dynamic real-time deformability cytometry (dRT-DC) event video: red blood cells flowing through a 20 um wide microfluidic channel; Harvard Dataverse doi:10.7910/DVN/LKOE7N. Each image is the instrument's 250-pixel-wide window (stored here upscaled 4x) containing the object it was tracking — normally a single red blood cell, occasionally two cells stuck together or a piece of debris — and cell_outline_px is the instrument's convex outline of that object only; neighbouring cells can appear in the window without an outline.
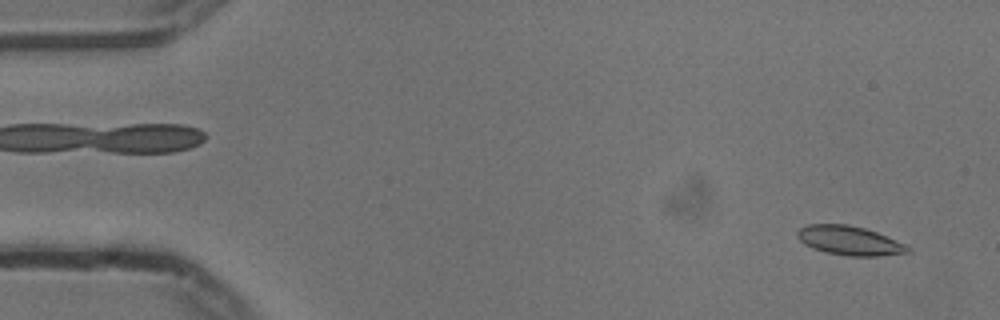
{"species": "common noctule bat (a hibernating species)", "species_latin": "Nyctalus noctula", "temperature_condition": "cold", "stored_images_in_passage": 55, "camera_frame_rate_fps": 3000, "um_per_image_px": 0.085, "animal": {"sex": "male", "body_mass_g": 13.3}, "frame": {"image": 1, "passage_image": 3, "time_ms": 0.667, "image_size_px": [1000, 320], "cell_outline_px": [[912, 252], [876, 256], [848, 256], [824, 252], [812, 248], [804, 244], [796, 236], [796, 232], [800, 228], [808, 224], [848, 224], [864, 228], [876, 232], [904, 244], [912, 248]], "centroid_in_image_um": [72.18, 20.45], "position_along_channel_um": 12.8, "area_um2": 18.79}}
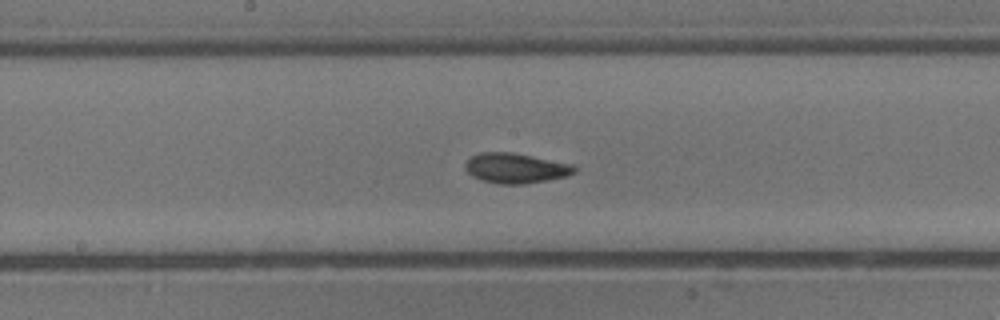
{"frame": {"image": 2, "passage_image": 28, "time_ms": 9.0, "image_size_px": [1000, 320], "cell_outline_px": [[576, 172], [564, 176], [524, 184], [496, 184], [480, 180], [472, 176], [464, 168], [464, 164], [472, 156], [480, 152], [512, 152], [572, 164], [576, 168]], "centroid_in_image_um": [43.78, 14.29], "position_along_channel_um": 204.4, "area_um2": 19.02}}
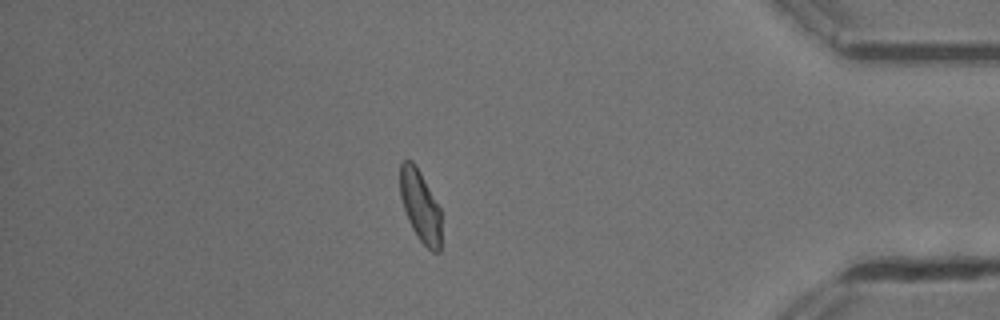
{"frame": {"image": 3, "passage_image": 47, "time_ms": 15.333, "image_size_px": [1000, 320], "cell_outline_px": [[440, 252], [432, 252], [416, 236], [408, 220], [400, 196], [400, 164], [404, 160], [412, 160], [416, 164], [440, 208]], "centroid_in_image_um": [35.71, 17.49], "position_along_channel_um": 399.5, "area_um2": 17.11}, "authors_computed_cell_mechanics": {"area_um2": 18.5538, "velocity_mm_per_s": 3.7239, "shape_relaxation_time_tau1_ms": 3.8546, "shape_relaxation_time_tau2_ms": 1.3219, "deformation_change_tau1": 0.1344, "deformation_change_tau2": 0.0519}}